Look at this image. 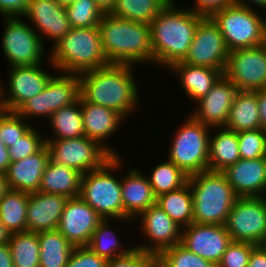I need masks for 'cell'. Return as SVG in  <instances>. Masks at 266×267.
Masks as SVG:
<instances>
[{
    "label": "cell",
    "mask_w": 266,
    "mask_h": 267,
    "mask_svg": "<svg viewBox=\"0 0 266 267\" xmlns=\"http://www.w3.org/2000/svg\"><path fill=\"white\" fill-rule=\"evenodd\" d=\"M187 10L176 8L171 0L149 24L154 63L170 68L187 56L195 30L204 18Z\"/></svg>",
    "instance_id": "1"
},
{
    "label": "cell",
    "mask_w": 266,
    "mask_h": 267,
    "mask_svg": "<svg viewBox=\"0 0 266 267\" xmlns=\"http://www.w3.org/2000/svg\"><path fill=\"white\" fill-rule=\"evenodd\" d=\"M131 68V65L109 64L80 74V96L88 103L110 108L123 117L129 115L138 103Z\"/></svg>",
    "instance_id": "2"
},
{
    "label": "cell",
    "mask_w": 266,
    "mask_h": 267,
    "mask_svg": "<svg viewBox=\"0 0 266 267\" xmlns=\"http://www.w3.org/2000/svg\"><path fill=\"white\" fill-rule=\"evenodd\" d=\"M102 48L110 64L131 65L150 61L153 48L150 25L105 13L99 22Z\"/></svg>",
    "instance_id": "3"
},
{
    "label": "cell",
    "mask_w": 266,
    "mask_h": 267,
    "mask_svg": "<svg viewBox=\"0 0 266 267\" xmlns=\"http://www.w3.org/2000/svg\"><path fill=\"white\" fill-rule=\"evenodd\" d=\"M50 60L55 69L80 75L109 65L98 27L71 28L53 47Z\"/></svg>",
    "instance_id": "4"
},
{
    "label": "cell",
    "mask_w": 266,
    "mask_h": 267,
    "mask_svg": "<svg viewBox=\"0 0 266 267\" xmlns=\"http://www.w3.org/2000/svg\"><path fill=\"white\" fill-rule=\"evenodd\" d=\"M193 194V223L225 225L238 198L222 172L205 171L190 175Z\"/></svg>",
    "instance_id": "5"
},
{
    "label": "cell",
    "mask_w": 266,
    "mask_h": 267,
    "mask_svg": "<svg viewBox=\"0 0 266 267\" xmlns=\"http://www.w3.org/2000/svg\"><path fill=\"white\" fill-rule=\"evenodd\" d=\"M120 158L112 156L100 168L82 174L79 196L103 219H125L121 195V180H117L108 170L120 166ZM120 181V182H119ZM121 218V219H120Z\"/></svg>",
    "instance_id": "6"
},
{
    "label": "cell",
    "mask_w": 266,
    "mask_h": 267,
    "mask_svg": "<svg viewBox=\"0 0 266 267\" xmlns=\"http://www.w3.org/2000/svg\"><path fill=\"white\" fill-rule=\"evenodd\" d=\"M260 17L253 8L233 4L210 18L218 26L229 51H233L265 44V19Z\"/></svg>",
    "instance_id": "7"
},
{
    "label": "cell",
    "mask_w": 266,
    "mask_h": 267,
    "mask_svg": "<svg viewBox=\"0 0 266 267\" xmlns=\"http://www.w3.org/2000/svg\"><path fill=\"white\" fill-rule=\"evenodd\" d=\"M209 128L190 115L173 139L168 160L188 176L209 171Z\"/></svg>",
    "instance_id": "8"
},
{
    "label": "cell",
    "mask_w": 266,
    "mask_h": 267,
    "mask_svg": "<svg viewBox=\"0 0 266 267\" xmlns=\"http://www.w3.org/2000/svg\"><path fill=\"white\" fill-rule=\"evenodd\" d=\"M225 228L234 242L266 243V197L237 198Z\"/></svg>",
    "instance_id": "9"
},
{
    "label": "cell",
    "mask_w": 266,
    "mask_h": 267,
    "mask_svg": "<svg viewBox=\"0 0 266 267\" xmlns=\"http://www.w3.org/2000/svg\"><path fill=\"white\" fill-rule=\"evenodd\" d=\"M45 139L52 162L67 165L81 174L100 168L112 157L96 141L86 136L71 139Z\"/></svg>",
    "instance_id": "10"
},
{
    "label": "cell",
    "mask_w": 266,
    "mask_h": 267,
    "mask_svg": "<svg viewBox=\"0 0 266 267\" xmlns=\"http://www.w3.org/2000/svg\"><path fill=\"white\" fill-rule=\"evenodd\" d=\"M223 75L240 91L266 88V43L230 51Z\"/></svg>",
    "instance_id": "11"
},
{
    "label": "cell",
    "mask_w": 266,
    "mask_h": 267,
    "mask_svg": "<svg viewBox=\"0 0 266 267\" xmlns=\"http://www.w3.org/2000/svg\"><path fill=\"white\" fill-rule=\"evenodd\" d=\"M18 18L5 17L7 22L2 40L4 55L11 67L39 65L44 52L41 35H37L36 31Z\"/></svg>",
    "instance_id": "12"
},
{
    "label": "cell",
    "mask_w": 266,
    "mask_h": 267,
    "mask_svg": "<svg viewBox=\"0 0 266 267\" xmlns=\"http://www.w3.org/2000/svg\"><path fill=\"white\" fill-rule=\"evenodd\" d=\"M229 52L218 26L210 17H204L195 30L188 54L182 62L224 72Z\"/></svg>",
    "instance_id": "13"
},
{
    "label": "cell",
    "mask_w": 266,
    "mask_h": 267,
    "mask_svg": "<svg viewBox=\"0 0 266 267\" xmlns=\"http://www.w3.org/2000/svg\"><path fill=\"white\" fill-rule=\"evenodd\" d=\"M39 65L13 66L9 76L10 96L3 98L4 91L0 82V109L16 112L29 99L40 94L46 87L50 75Z\"/></svg>",
    "instance_id": "14"
},
{
    "label": "cell",
    "mask_w": 266,
    "mask_h": 267,
    "mask_svg": "<svg viewBox=\"0 0 266 267\" xmlns=\"http://www.w3.org/2000/svg\"><path fill=\"white\" fill-rule=\"evenodd\" d=\"M103 219L80 196L68 198L57 230L74 246H88Z\"/></svg>",
    "instance_id": "15"
},
{
    "label": "cell",
    "mask_w": 266,
    "mask_h": 267,
    "mask_svg": "<svg viewBox=\"0 0 266 267\" xmlns=\"http://www.w3.org/2000/svg\"><path fill=\"white\" fill-rule=\"evenodd\" d=\"M183 228L181 244L216 266L232 243L225 225L192 223Z\"/></svg>",
    "instance_id": "16"
},
{
    "label": "cell",
    "mask_w": 266,
    "mask_h": 267,
    "mask_svg": "<svg viewBox=\"0 0 266 267\" xmlns=\"http://www.w3.org/2000/svg\"><path fill=\"white\" fill-rule=\"evenodd\" d=\"M141 229L146 237L150 238L154 245H138L140 249L148 254L159 255L162 251L181 243L182 231L159 205L154 204L139 215Z\"/></svg>",
    "instance_id": "17"
},
{
    "label": "cell",
    "mask_w": 266,
    "mask_h": 267,
    "mask_svg": "<svg viewBox=\"0 0 266 267\" xmlns=\"http://www.w3.org/2000/svg\"><path fill=\"white\" fill-rule=\"evenodd\" d=\"M237 88L224 75L197 103L192 117L209 127H225Z\"/></svg>",
    "instance_id": "18"
},
{
    "label": "cell",
    "mask_w": 266,
    "mask_h": 267,
    "mask_svg": "<svg viewBox=\"0 0 266 267\" xmlns=\"http://www.w3.org/2000/svg\"><path fill=\"white\" fill-rule=\"evenodd\" d=\"M234 193L241 197H262L266 192V157L239 159L222 172Z\"/></svg>",
    "instance_id": "19"
},
{
    "label": "cell",
    "mask_w": 266,
    "mask_h": 267,
    "mask_svg": "<svg viewBox=\"0 0 266 267\" xmlns=\"http://www.w3.org/2000/svg\"><path fill=\"white\" fill-rule=\"evenodd\" d=\"M67 197L40 191L29 193L27 203V231L41 232L58 228Z\"/></svg>",
    "instance_id": "20"
},
{
    "label": "cell",
    "mask_w": 266,
    "mask_h": 267,
    "mask_svg": "<svg viewBox=\"0 0 266 267\" xmlns=\"http://www.w3.org/2000/svg\"><path fill=\"white\" fill-rule=\"evenodd\" d=\"M23 16L31 19L43 36L54 40V45L71 29L66 9L55 0H29Z\"/></svg>",
    "instance_id": "21"
},
{
    "label": "cell",
    "mask_w": 266,
    "mask_h": 267,
    "mask_svg": "<svg viewBox=\"0 0 266 267\" xmlns=\"http://www.w3.org/2000/svg\"><path fill=\"white\" fill-rule=\"evenodd\" d=\"M49 160L50 152L45 145L39 152L11 162L5 173L10 189L27 193L37 192Z\"/></svg>",
    "instance_id": "22"
},
{
    "label": "cell",
    "mask_w": 266,
    "mask_h": 267,
    "mask_svg": "<svg viewBox=\"0 0 266 267\" xmlns=\"http://www.w3.org/2000/svg\"><path fill=\"white\" fill-rule=\"evenodd\" d=\"M80 104L85 136L96 141L111 156H119L114 153L115 151L104 146L106 144H104L103 140L117 130L124 117L110 108L88 103L81 96Z\"/></svg>",
    "instance_id": "23"
},
{
    "label": "cell",
    "mask_w": 266,
    "mask_h": 267,
    "mask_svg": "<svg viewBox=\"0 0 266 267\" xmlns=\"http://www.w3.org/2000/svg\"><path fill=\"white\" fill-rule=\"evenodd\" d=\"M121 182V195L125 211V219L138 217L143 211L156 204L149 180L138 169L128 171Z\"/></svg>",
    "instance_id": "24"
},
{
    "label": "cell",
    "mask_w": 266,
    "mask_h": 267,
    "mask_svg": "<svg viewBox=\"0 0 266 267\" xmlns=\"http://www.w3.org/2000/svg\"><path fill=\"white\" fill-rule=\"evenodd\" d=\"M171 68L180 75L185 93L195 102L205 96L223 76L222 70L191 65L182 61L174 63L169 69Z\"/></svg>",
    "instance_id": "25"
},
{
    "label": "cell",
    "mask_w": 266,
    "mask_h": 267,
    "mask_svg": "<svg viewBox=\"0 0 266 267\" xmlns=\"http://www.w3.org/2000/svg\"><path fill=\"white\" fill-rule=\"evenodd\" d=\"M81 178L82 174L79 171L49 160L38 191L47 194H59L67 198L77 197L80 194Z\"/></svg>",
    "instance_id": "26"
},
{
    "label": "cell",
    "mask_w": 266,
    "mask_h": 267,
    "mask_svg": "<svg viewBox=\"0 0 266 267\" xmlns=\"http://www.w3.org/2000/svg\"><path fill=\"white\" fill-rule=\"evenodd\" d=\"M225 127L235 132L261 129L256 91H237Z\"/></svg>",
    "instance_id": "27"
},
{
    "label": "cell",
    "mask_w": 266,
    "mask_h": 267,
    "mask_svg": "<svg viewBox=\"0 0 266 267\" xmlns=\"http://www.w3.org/2000/svg\"><path fill=\"white\" fill-rule=\"evenodd\" d=\"M223 128L209 138V171L223 172L240 159L237 132Z\"/></svg>",
    "instance_id": "28"
},
{
    "label": "cell",
    "mask_w": 266,
    "mask_h": 267,
    "mask_svg": "<svg viewBox=\"0 0 266 267\" xmlns=\"http://www.w3.org/2000/svg\"><path fill=\"white\" fill-rule=\"evenodd\" d=\"M39 267H66L75 248L57 229L38 232Z\"/></svg>",
    "instance_id": "29"
},
{
    "label": "cell",
    "mask_w": 266,
    "mask_h": 267,
    "mask_svg": "<svg viewBox=\"0 0 266 267\" xmlns=\"http://www.w3.org/2000/svg\"><path fill=\"white\" fill-rule=\"evenodd\" d=\"M156 204L181 228L193 223V194L189 182L176 190L159 195Z\"/></svg>",
    "instance_id": "30"
},
{
    "label": "cell",
    "mask_w": 266,
    "mask_h": 267,
    "mask_svg": "<svg viewBox=\"0 0 266 267\" xmlns=\"http://www.w3.org/2000/svg\"><path fill=\"white\" fill-rule=\"evenodd\" d=\"M28 197L27 192L10 189L0 200V219L10 233L27 231Z\"/></svg>",
    "instance_id": "31"
},
{
    "label": "cell",
    "mask_w": 266,
    "mask_h": 267,
    "mask_svg": "<svg viewBox=\"0 0 266 267\" xmlns=\"http://www.w3.org/2000/svg\"><path fill=\"white\" fill-rule=\"evenodd\" d=\"M171 0H116L110 14L129 21L150 24Z\"/></svg>",
    "instance_id": "32"
},
{
    "label": "cell",
    "mask_w": 266,
    "mask_h": 267,
    "mask_svg": "<svg viewBox=\"0 0 266 267\" xmlns=\"http://www.w3.org/2000/svg\"><path fill=\"white\" fill-rule=\"evenodd\" d=\"M45 88L49 94L50 109L55 112L79 99L80 78L79 75L71 73L52 75Z\"/></svg>",
    "instance_id": "33"
},
{
    "label": "cell",
    "mask_w": 266,
    "mask_h": 267,
    "mask_svg": "<svg viewBox=\"0 0 266 267\" xmlns=\"http://www.w3.org/2000/svg\"><path fill=\"white\" fill-rule=\"evenodd\" d=\"M49 119L56 140L85 136L80 97L75 103L53 112Z\"/></svg>",
    "instance_id": "34"
},
{
    "label": "cell",
    "mask_w": 266,
    "mask_h": 267,
    "mask_svg": "<svg viewBox=\"0 0 266 267\" xmlns=\"http://www.w3.org/2000/svg\"><path fill=\"white\" fill-rule=\"evenodd\" d=\"M14 267H39V239L36 232L11 233L8 241Z\"/></svg>",
    "instance_id": "35"
},
{
    "label": "cell",
    "mask_w": 266,
    "mask_h": 267,
    "mask_svg": "<svg viewBox=\"0 0 266 267\" xmlns=\"http://www.w3.org/2000/svg\"><path fill=\"white\" fill-rule=\"evenodd\" d=\"M147 178L154 195L158 197L184 186L189 176L173 162L167 160L157 165Z\"/></svg>",
    "instance_id": "36"
},
{
    "label": "cell",
    "mask_w": 266,
    "mask_h": 267,
    "mask_svg": "<svg viewBox=\"0 0 266 267\" xmlns=\"http://www.w3.org/2000/svg\"><path fill=\"white\" fill-rule=\"evenodd\" d=\"M107 221L108 219H105L98 224L97 228L92 234L88 247L95 254L102 258H105L108 261L116 257L126 255L131 249L125 248L124 250L121 249L120 251L119 246L121 248L122 246L119 245V242H117V240L114 238L115 234L108 229L107 225L109 223Z\"/></svg>",
    "instance_id": "37"
},
{
    "label": "cell",
    "mask_w": 266,
    "mask_h": 267,
    "mask_svg": "<svg viewBox=\"0 0 266 267\" xmlns=\"http://www.w3.org/2000/svg\"><path fill=\"white\" fill-rule=\"evenodd\" d=\"M65 9L71 28L98 27L105 14L93 0H75Z\"/></svg>",
    "instance_id": "38"
},
{
    "label": "cell",
    "mask_w": 266,
    "mask_h": 267,
    "mask_svg": "<svg viewBox=\"0 0 266 267\" xmlns=\"http://www.w3.org/2000/svg\"><path fill=\"white\" fill-rule=\"evenodd\" d=\"M159 256L166 267H217L211 261L189 251L181 243L165 249Z\"/></svg>",
    "instance_id": "39"
},
{
    "label": "cell",
    "mask_w": 266,
    "mask_h": 267,
    "mask_svg": "<svg viewBox=\"0 0 266 267\" xmlns=\"http://www.w3.org/2000/svg\"><path fill=\"white\" fill-rule=\"evenodd\" d=\"M241 159L266 157V131L264 129L237 132Z\"/></svg>",
    "instance_id": "40"
},
{
    "label": "cell",
    "mask_w": 266,
    "mask_h": 267,
    "mask_svg": "<svg viewBox=\"0 0 266 267\" xmlns=\"http://www.w3.org/2000/svg\"><path fill=\"white\" fill-rule=\"evenodd\" d=\"M17 112L0 109V139L8 148L19 140L31 127L24 123Z\"/></svg>",
    "instance_id": "41"
},
{
    "label": "cell",
    "mask_w": 266,
    "mask_h": 267,
    "mask_svg": "<svg viewBox=\"0 0 266 267\" xmlns=\"http://www.w3.org/2000/svg\"><path fill=\"white\" fill-rule=\"evenodd\" d=\"M41 137L40 133L31 126L19 140L12 146L8 147L10 161H19L39 152L46 145V139Z\"/></svg>",
    "instance_id": "42"
},
{
    "label": "cell",
    "mask_w": 266,
    "mask_h": 267,
    "mask_svg": "<svg viewBox=\"0 0 266 267\" xmlns=\"http://www.w3.org/2000/svg\"><path fill=\"white\" fill-rule=\"evenodd\" d=\"M255 244L234 242L228 246L217 267H247L252 249Z\"/></svg>",
    "instance_id": "43"
},
{
    "label": "cell",
    "mask_w": 266,
    "mask_h": 267,
    "mask_svg": "<svg viewBox=\"0 0 266 267\" xmlns=\"http://www.w3.org/2000/svg\"><path fill=\"white\" fill-rule=\"evenodd\" d=\"M21 117L24 119L29 116H44L51 117L53 112L50 109L49 94L45 88L40 94L29 99L24 103L17 111Z\"/></svg>",
    "instance_id": "44"
},
{
    "label": "cell",
    "mask_w": 266,
    "mask_h": 267,
    "mask_svg": "<svg viewBox=\"0 0 266 267\" xmlns=\"http://www.w3.org/2000/svg\"><path fill=\"white\" fill-rule=\"evenodd\" d=\"M107 260L95 254L88 246L75 247L66 267H106Z\"/></svg>",
    "instance_id": "45"
},
{
    "label": "cell",
    "mask_w": 266,
    "mask_h": 267,
    "mask_svg": "<svg viewBox=\"0 0 266 267\" xmlns=\"http://www.w3.org/2000/svg\"><path fill=\"white\" fill-rule=\"evenodd\" d=\"M150 255L140 249L131 248L126 255L108 260L106 267H140Z\"/></svg>",
    "instance_id": "46"
},
{
    "label": "cell",
    "mask_w": 266,
    "mask_h": 267,
    "mask_svg": "<svg viewBox=\"0 0 266 267\" xmlns=\"http://www.w3.org/2000/svg\"><path fill=\"white\" fill-rule=\"evenodd\" d=\"M191 11L202 17H211L214 13L234 4V0H195ZM193 9V10H192Z\"/></svg>",
    "instance_id": "47"
},
{
    "label": "cell",
    "mask_w": 266,
    "mask_h": 267,
    "mask_svg": "<svg viewBox=\"0 0 266 267\" xmlns=\"http://www.w3.org/2000/svg\"><path fill=\"white\" fill-rule=\"evenodd\" d=\"M29 0H0V14L5 17L22 16Z\"/></svg>",
    "instance_id": "48"
},
{
    "label": "cell",
    "mask_w": 266,
    "mask_h": 267,
    "mask_svg": "<svg viewBox=\"0 0 266 267\" xmlns=\"http://www.w3.org/2000/svg\"><path fill=\"white\" fill-rule=\"evenodd\" d=\"M247 267H266V249L262 245L252 249Z\"/></svg>",
    "instance_id": "49"
},
{
    "label": "cell",
    "mask_w": 266,
    "mask_h": 267,
    "mask_svg": "<svg viewBox=\"0 0 266 267\" xmlns=\"http://www.w3.org/2000/svg\"><path fill=\"white\" fill-rule=\"evenodd\" d=\"M257 103L260 114V124L262 129H266V88L256 90Z\"/></svg>",
    "instance_id": "50"
},
{
    "label": "cell",
    "mask_w": 266,
    "mask_h": 267,
    "mask_svg": "<svg viewBox=\"0 0 266 267\" xmlns=\"http://www.w3.org/2000/svg\"><path fill=\"white\" fill-rule=\"evenodd\" d=\"M0 267H14L8 243L0 245Z\"/></svg>",
    "instance_id": "51"
},
{
    "label": "cell",
    "mask_w": 266,
    "mask_h": 267,
    "mask_svg": "<svg viewBox=\"0 0 266 267\" xmlns=\"http://www.w3.org/2000/svg\"><path fill=\"white\" fill-rule=\"evenodd\" d=\"M10 156L8 153V148L4 145L0 139V172L6 173L10 165Z\"/></svg>",
    "instance_id": "52"
},
{
    "label": "cell",
    "mask_w": 266,
    "mask_h": 267,
    "mask_svg": "<svg viewBox=\"0 0 266 267\" xmlns=\"http://www.w3.org/2000/svg\"><path fill=\"white\" fill-rule=\"evenodd\" d=\"M140 267H166L159 255L151 254Z\"/></svg>",
    "instance_id": "53"
},
{
    "label": "cell",
    "mask_w": 266,
    "mask_h": 267,
    "mask_svg": "<svg viewBox=\"0 0 266 267\" xmlns=\"http://www.w3.org/2000/svg\"><path fill=\"white\" fill-rule=\"evenodd\" d=\"M104 13H110L116 0H93Z\"/></svg>",
    "instance_id": "54"
},
{
    "label": "cell",
    "mask_w": 266,
    "mask_h": 267,
    "mask_svg": "<svg viewBox=\"0 0 266 267\" xmlns=\"http://www.w3.org/2000/svg\"><path fill=\"white\" fill-rule=\"evenodd\" d=\"M10 190L9 183L5 173L0 172V200Z\"/></svg>",
    "instance_id": "55"
},
{
    "label": "cell",
    "mask_w": 266,
    "mask_h": 267,
    "mask_svg": "<svg viewBox=\"0 0 266 267\" xmlns=\"http://www.w3.org/2000/svg\"><path fill=\"white\" fill-rule=\"evenodd\" d=\"M252 3L256 4V6L258 5L259 7L261 6L263 9H266V0H250ZM247 2H249L247 0ZM234 4L235 5H239V6H244V7H249L252 8L249 3L246 4V1L243 0H234Z\"/></svg>",
    "instance_id": "56"
},
{
    "label": "cell",
    "mask_w": 266,
    "mask_h": 267,
    "mask_svg": "<svg viewBox=\"0 0 266 267\" xmlns=\"http://www.w3.org/2000/svg\"><path fill=\"white\" fill-rule=\"evenodd\" d=\"M10 234L0 219V245L8 243Z\"/></svg>",
    "instance_id": "57"
},
{
    "label": "cell",
    "mask_w": 266,
    "mask_h": 267,
    "mask_svg": "<svg viewBox=\"0 0 266 267\" xmlns=\"http://www.w3.org/2000/svg\"><path fill=\"white\" fill-rule=\"evenodd\" d=\"M60 6L66 8L72 4L75 0H55Z\"/></svg>",
    "instance_id": "58"
},
{
    "label": "cell",
    "mask_w": 266,
    "mask_h": 267,
    "mask_svg": "<svg viewBox=\"0 0 266 267\" xmlns=\"http://www.w3.org/2000/svg\"><path fill=\"white\" fill-rule=\"evenodd\" d=\"M264 25H265V36H266V20H264Z\"/></svg>",
    "instance_id": "59"
}]
</instances>
